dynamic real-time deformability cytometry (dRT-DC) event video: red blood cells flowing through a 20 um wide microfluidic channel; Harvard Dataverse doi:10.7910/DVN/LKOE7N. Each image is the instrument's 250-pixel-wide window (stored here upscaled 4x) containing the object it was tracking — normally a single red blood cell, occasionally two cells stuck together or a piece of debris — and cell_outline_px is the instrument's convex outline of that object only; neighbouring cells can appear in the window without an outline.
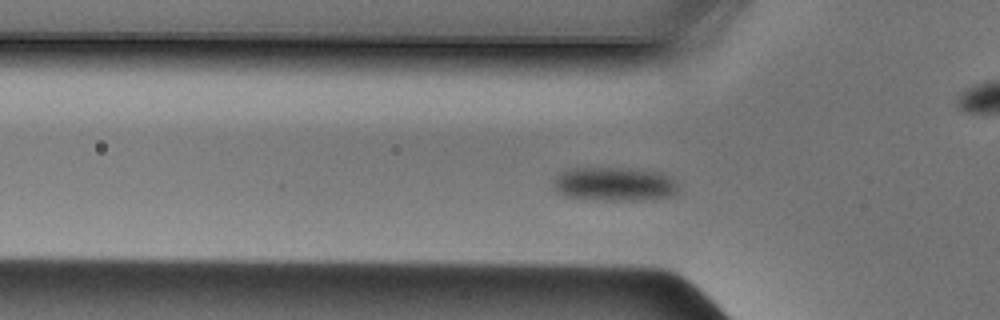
{"species": "Egyptian fruit bat (a non-hibernating species)", "species_latin": "Rousettus aegyptiacus", "temperature_condition": "cold", "stored_images_in_passage": 46, "camera_frame_rate_fps": 3000, "um_per_image_px": 0.085, "animal": {"sex": "male"}, "frame": {"image": 1, "passage_image": 12, "time_ms": 3.667, "image_size_px": [1000, 320], "cell_outline_px": [[676, 192], [672, 196], [640, 200], [584, 200], [564, 196], [556, 192], [552, 188], [552, 180], [560, 172], [572, 168], [632, 168], [660, 172], [668, 176], [676, 184]], "centroid_in_image_um": [52.12, 15.65], "position_along_channel_um": 73.7, "area_um2": 25.03}}
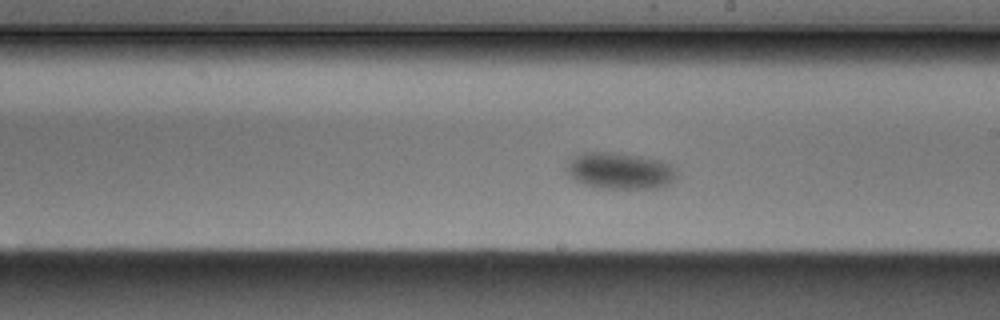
{"frame": {"image": 2, "passage_image": 24, "time_ms": 7.667, "image_size_px": [1000, 320], "cell_outline_px": [[676, 176], [668, 184], [656, 188], [608, 188], [584, 184], [576, 180], [564, 168], [572, 156], [584, 152], [612, 152], [640, 156], [660, 160], [672, 164], [676, 168]], "centroid_in_image_um": [52.69, 14.5], "position_along_channel_um": 236.3, "area_um2": 23.29}}
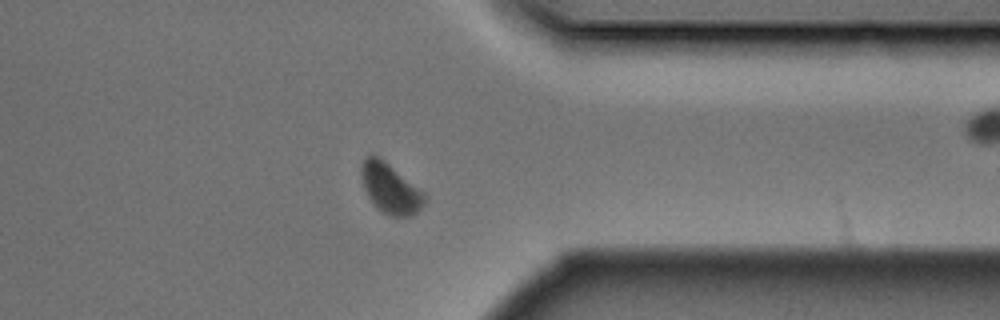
{"frame": {"image": 3, "passage_image": 35, "time_ms": 11.333, "image_size_px": [1000, 320], "cell_outline_px": [[428, 196], [424, 204], [416, 212], [408, 216], [392, 216], [384, 212], [368, 196], [364, 188], [360, 172], [360, 168], [364, 160], [372, 152], [380, 156], [424, 192]], "centroid_in_image_um": [33.18, 15.96], "position_along_channel_um": 378.2, "area_um2": 18.26}}